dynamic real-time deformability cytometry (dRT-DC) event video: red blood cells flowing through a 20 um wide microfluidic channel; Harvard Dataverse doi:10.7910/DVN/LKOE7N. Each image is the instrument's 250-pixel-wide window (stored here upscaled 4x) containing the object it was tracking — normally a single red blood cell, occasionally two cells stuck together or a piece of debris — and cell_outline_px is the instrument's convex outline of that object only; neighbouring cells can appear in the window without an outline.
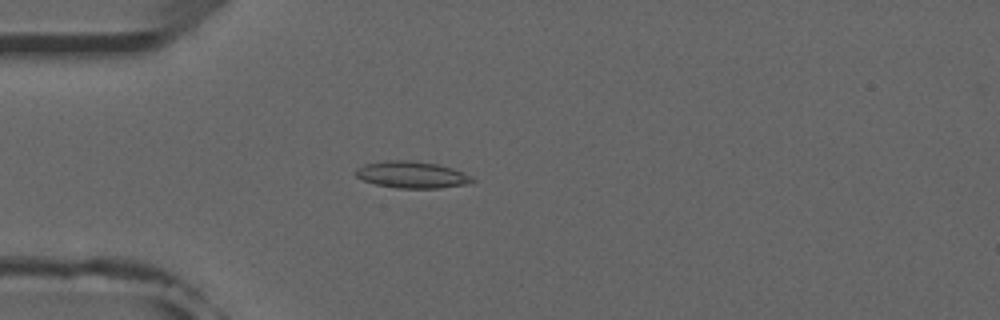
{"species": "common noctule bat (a hibernating species)", "species_latin": "Nyctalus noctula", "temperature_condition": "room temperature", "stored_images_in_passage": 53, "camera_frame_rate_fps": 3000, "um_per_image_px": 0.085, "animal": {"sex": "male", "forearm_length_mm": 52.5}, "frame": {"image": 1, "passage_image": 15, "time_ms": 4.667, "image_size_px": [1000, 320], "cell_outline_px": [[476, 180], [464, 184], [440, 188], [396, 188], [376, 184], [364, 180], [356, 176], [352, 172], [356, 168], [364, 164], [388, 160], [404, 160], [436, 164], [452, 168], [472, 176]], "centroid_in_image_um": [34.96, 14.85], "position_along_channel_um": 50.0, "area_um2": 18.03}}
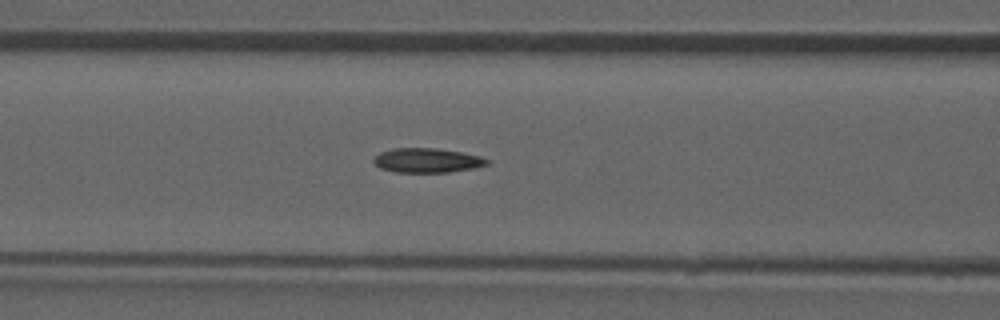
{"frame": {"image": 2, "passage_image": 22, "time_ms": 7.0, "image_size_px": [1000, 320], "cell_outline_px": [[488, 164], [476, 168], [448, 172], [396, 172], [380, 168], [372, 160], [380, 152], [392, 148], [436, 148], [460, 152], [480, 156], [488, 160]], "centroid_in_image_um": [36.3, 13.63], "position_along_channel_um": 130.3, "area_um2": 16.07}}
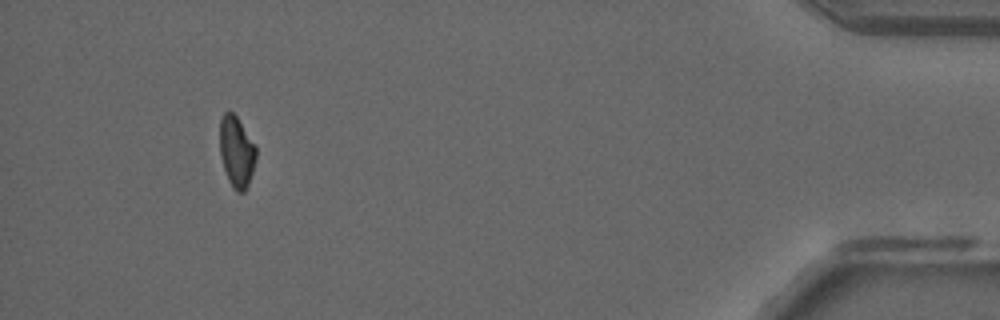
{"frame": {"image": 3, "passage_image": 49, "time_ms": 16.0, "image_size_px": [1000, 320], "cell_outline_px": [[256, 160], [248, 184], [244, 192], [236, 192], [232, 188], [228, 180], [220, 156], [220, 120], [224, 112], [232, 112], [236, 116], [256, 144]], "centroid_in_image_um": [20.11, 12.9], "position_along_channel_um": 415.1, "area_um2": 15.09}, "authors_computed_cell_mechanics": {"area_um2": 16.4152, "velocity_mm_per_s": 3.939, "shape_relaxation_time_tau1_ms": null, "shape_relaxation_time_tau2_ms": 3.0765, "deformation_change_tau1": null, "deformation_change_tau2": 0.0825}}